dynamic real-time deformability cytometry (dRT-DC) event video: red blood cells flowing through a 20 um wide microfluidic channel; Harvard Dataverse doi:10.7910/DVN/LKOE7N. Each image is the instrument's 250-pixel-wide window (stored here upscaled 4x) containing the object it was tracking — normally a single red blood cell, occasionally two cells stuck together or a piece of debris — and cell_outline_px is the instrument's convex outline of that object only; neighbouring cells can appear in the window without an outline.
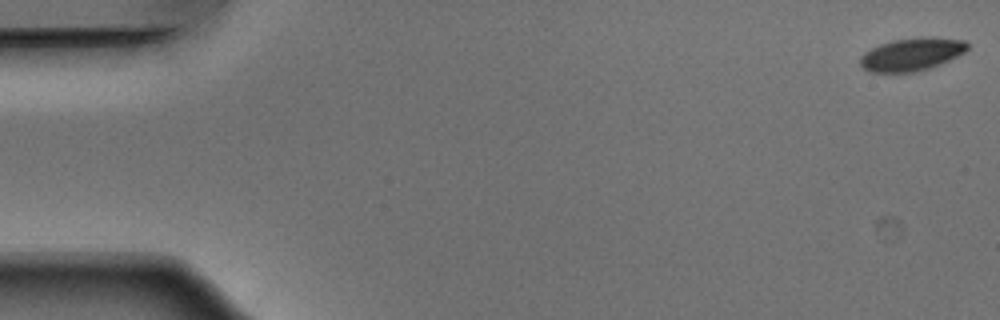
{"species": "Egyptian fruit bat (a non-hibernating species)", "species_latin": "Rousettus aegyptiacus", "temperature_condition": "warm", "stored_images_in_passage": 53, "camera_frame_rate_fps": 3000, "um_per_image_px": 0.085, "animal": {"sex": "male"}, "frame": {"image": 1, "passage_image": 1, "time_ms": 0.0, "image_size_px": [1000, 320], "cell_outline_px": [[968, 48], [964, 52], [940, 64], [916, 72], [868, 72], [860, 64], [860, 56], [864, 52], [880, 44], [892, 40], [928, 36], [964, 40], [968, 44]], "centroid_in_image_um": [77.47, 4.61], "position_along_channel_um": 7.5, "area_um2": 20.46}}
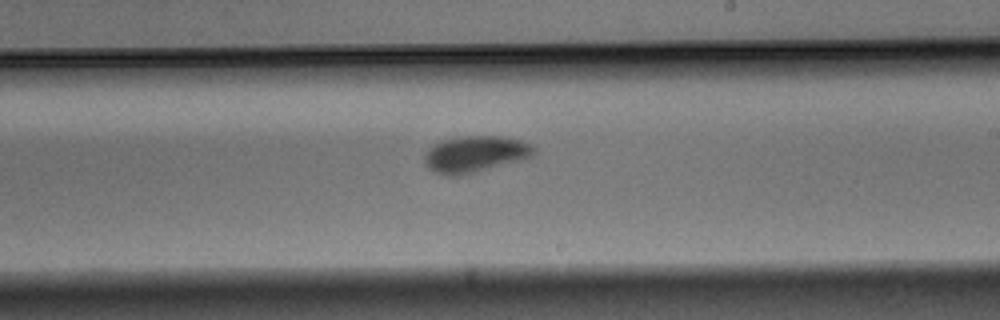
{"frame": {"image": 2, "passage_image": 31, "time_ms": 10.0, "image_size_px": [1000, 320], "cell_outline_px": [[536, 152], [532, 156], [520, 160], [476, 172], [456, 176], [448, 176], [432, 172], [424, 164], [424, 156], [428, 148], [444, 140], [460, 136], [500, 136], [520, 140], [532, 144], [536, 148]], "centroid_in_image_um": [40.38, 13.1], "position_along_channel_um": 248.6, "area_um2": 23.29}}
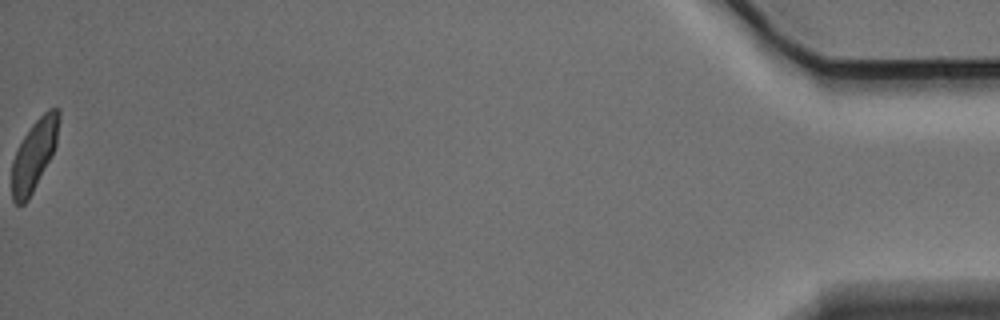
{"frame": {"image": 3, "passage_image": 53, "time_ms": 17.333, "image_size_px": [1000, 320], "cell_outline_px": [[60, 120], [56, 144], [28, 200], [24, 204], [16, 204], [12, 200], [12, 160], [16, 148], [32, 124], [48, 108], [60, 108]], "centroid_in_image_um": [2.89, 13.12], "position_along_channel_um": 432.3, "area_um2": 19.13}, "authors_computed_cell_mechanics": {"area_um2": 21.5594, "velocity_mm_per_s": 3.8604, "shape_relaxation_time_tau1_ms": 1.8385, "shape_relaxation_time_tau2_ms": 2.4525, "deformation_change_tau1": 0.1196, "deformation_change_tau2": 0.0549}}